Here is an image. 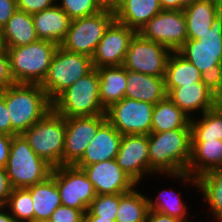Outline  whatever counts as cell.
Returning <instances> with one entry per match:
<instances>
[{
	"label": "cell",
	"mask_w": 222,
	"mask_h": 222,
	"mask_svg": "<svg viewBox=\"0 0 222 222\" xmlns=\"http://www.w3.org/2000/svg\"><path fill=\"white\" fill-rule=\"evenodd\" d=\"M52 109L65 118L105 114L100 101L97 69L93 68L62 92L52 102Z\"/></svg>",
	"instance_id": "cell-4"
},
{
	"label": "cell",
	"mask_w": 222,
	"mask_h": 222,
	"mask_svg": "<svg viewBox=\"0 0 222 222\" xmlns=\"http://www.w3.org/2000/svg\"><path fill=\"white\" fill-rule=\"evenodd\" d=\"M15 222L34 221L33 201L26 188H13L5 205Z\"/></svg>",
	"instance_id": "cell-34"
},
{
	"label": "cell",
	"mask_w": 222,
	"mask_h": 222,
	"mask_svg": "<svg viewBox=\"0 0 222 222\" xmlns=\"http://www.w3.org/2000/svg\"><path fill=\"white\" fill-rule=\"evenodd\" d=\"M12 190L13 187L6 169L4 167H0V206L6 205Z\"/></svg>",
	"instance_id": "cell-41"
},
{
	"label": "cell",
	"mask_w": 222,
	"mask_h": 222,
	"mask_svg": "<svg viewBox=\"0 0 222 222\" xmlns=\"http://www.w3.org/2000/svg\"><path fill=\"white\" fill-rule=\"evenodd\" d=\"M217 168H222V140L192 141L186 173L198 178Z\"/></svg>",
	"instance_id": "cell-23"
},
{
	"label": "cell",
	"mask_w": 222,
	"mask_h": 222,
	"mask_svg": "<svg viewBox=\"0 0 222 222\" xmlns=\"http://www.w3.org/2000/svg\"><path fill=\"white\" fill-rule=\"evenodd\" d=\"M137 187L126 193H119L116 222H146L149 210L147 195L139 192Z\"/></svg>",
	"instance_id": "cell-31"
},
{
	"label": "cell",
	"mask_w": 222,
	"mask_h": 222,
	"mask_svg": "<svg viewBox=\"0 0 222 222\" xmlns=\"http://www.w3.org/2000/svg\"><path fill=\"white\" fill-rule=\"evenodd\" d=\"M137 32L114 20L98 43L92 57L94 68L123 64L131 39Z\"/></svg>",
	"instance_id": "cell-15"
},
{
	"label": "cell",
	"mask_w": 222,
	"mask_h": 222,
	"mask_svg": "<svg viewBox=\"0 0 222 222\" xmlns=\"http://www.w3.org/2000/svg\"><path fill=\"white\" fill-rule=\"evenodd\" d=\"M0 222H15V219L5 206H0Z\"/></svg>",
	"instance_id": "cell-47"
},
{
	"label": "cell",
	"mask_w": 222,
	"mask_h": 222,
	"mask_svg": "<svg viewBox=\"0 0 222 222\" xmlns=\"http://www.w3.org/2000/svg\"><path fill=\"white\" fill-rule=\"evenodd\" d=\"M114 20V10L109 5L96 14L71 20L66 37L60 46L67 51L92 58L98 43Z\"/></svg>",
	"instance_id": "cell-9"
},
{
	"label": "cell",
	"mask_w": 222,
	"mask_h": 222,
	"mask_svg": "<svg viewBox=\"0 0 222 222\" xmlns=\"http://www.w3.org/2000/svg\"><path fill=\"white\" fill-rule=\"evenodd\" d=\"M99 74L100 101L106 110L125 97L127 88V69L120 66L96 68Z\"/></svg>",
	"instance_id": "cell-24"
},
{
	"label": "cell",
	"mask_w": 222,
	"mask_h": 222,
	"mask_svg": "<svg viewBox=\"0 0 222 222\" xmlns=\"http://www.w3.org/2000/svg\"><path fill=\"white\" fill-rule=\"evenodd\" d=\"M119 207V194L96 195L88 210L94 215L115 220Z\"/></svg>",
	"instance_id": "cell-36"
},
{
	"label": "cell",
	"mask_w": 222,
	"mask_h": 222,
	"mask_svg": "<svg viewBox=\"0 0 222 222\" xmlns=\"http://www.w3.org/2000/svg\"><path fill=\"white\" fill-rule=\"evenodd\" d=\"M11 143L12 136L0 133V167L5 168L7 165Z\"/></svg>",
	"instance_id": "cell-43"
},
{
	"label": "cell",
	"mask_w": 222,
	"mask_h": 222,
	"mask_svg": "<svg viewBox=\"0 0 222 222\" xmlns=\"http://www.w3.org/2000/svg\"><path fill=\"white\" fill-rule=\"evenodd\" d=\"M58 46L38 40L25 46L6 48L15 83L41 84Z\"/></svg>",
	"instance_id": "cell-5"
},
{
	"label": "cell",
	"mask_w": 222,
	"mask_h": 222,
	"mask_svg": "<svg viewBox=\"0 0 222 222\" xmlns=\"http://www.w3.org/2000/svg\"><path fill=\"white\" fill-rule=\"evenodd\" d=\"M0 133L7 134L10 136L17 135V133L12 129L5 99L1 92H0Z\"/></svg>",
	"instance_id": "cell-40"
},
{
	"label": "cell",
	"mask_w": 222,
	"mask_h": 222,
	"mask_svg": "<svg viewBox=\"0 0 222 222\" xmlns=\"http://www.w3.org/2000/svg\"><path fill=\"white\" fill-rule=\"evenodd\" d=\"M171 53L166 46L147 40L136 33L130 41L122 66L133 72L165 77Z\"/></svg>",
	"instance_id": "cell-11"
},
{
	"label": "cell",
	"mask_w": 222,
	"mask_h": 222,
	"mask_svg": "<svg viewBox=\"0 0 222 222\" xmlns=\"http://www.w3.org/2000/svg\"><path fill=\"white\" fill-rule=\"evenodd\" d=\"M5 48L25 46L38 41L32 14L17 10L2 28Z\"/></svg>",
	"instance_id": "cell-26"
},
{
	"label": "cell",
	"mask_w": 222,
	"mask_h": 222,
	"mask_svg": "<svg viewBox=\"0 0 222 222\" xmlns=\"http://www.w3.org/2000/svg\"><path fill=\"white\" fill-rule=\"evenodd\" d=\"M15 84L10 70V61L6 48L0 50V91Z\"/></svg>",
	"instance_id": "cell-39"
},
{
	"label": "cell",
	"mask_w": 222,
	"mask_h": 222,
	"mask_svg": "<svg viewBox=\"0 0 222 222\" xmlns=\"http://www.w3.org/2000/svg\"><path fill=\"white\" fill-rule=\"evenodd\" d=\"M216 107L222 112V95L220 93H218L216 99Z\"/></svg>",
	"instance_id": "cell-50"
},
{
	"label": "cell",
	"mask_w": 222,
	"mask_h": 222,
	"mask_svg": "<svg viewBox=\"0 0 222 222\" xmlns=\"http://www.w3.org/2000/svg\"><path fill=\"white\" fill-rule=\"evenodd\" d=\"M190 121V117L167 95L153 107L151 133H161L172 129H191Z\"/></svg>",
	"instance_id": "cell-27"
},
{
	"label": "cell",
	"mask_w": 222,
	"mask_h": 222,
	"mask_svg": "<svg viewBox=\"0 0 222 222\" xmlns=\"http://www.w3.org/2000/svg\"><path fill=\"white\" fill-rule=\"evenodd\" d=\"M106 120V114L65 118L63 165H75L82 158L98 128Z\"/></svg>",
	"instance_id": "cell-14"
},
{
	"label": "cell",
	"mask_w": 222,
	"mask_h": 222,
	"mask_svg": "<svg viewBox=\"0 0 222 222\" xmlns=\"http://www.w3.org/2000/svg\"><path fill=\"white\" fill-rule=\"evenodd\" d=\"M125 97L155 105L167 96L165 78L127 70Z\"/></svg>",
	"instance_id": "cell-22"
},
{
	"label": "cell",
	"mask_w": 222,
	"mask_h": 222,
	"mask_svg": "<svg viewBox=\"0 0 222 222\" xmlns=\"http://www.w3.org/2000/svg\"><path fill=\"white\" fill-rule=\"evenodd\" d=\"M162 10H180V0H159Z\"/></svg>",
	"instance_id": "cell-45"
},
{
	"label": "cell",
	"mask_w": 222,
	"mask_h": 222,
	"mask_svg": "<svg viewBox=\"0 0 222 222\" xmlns=\"http://www.w3.org/2000/svg\"><path fill=\"white\" fill-rule=\"evenodd\" d=\"M165 89L167 95L176 87L194 84L195 82H211L206 80L203 74L178 51L170 54L166 72Z\"/></svg>",
	"instance_id": "cell-25"
},
{
	"label": "cell",
	"mask_w": 222,
	"mask_h": 222,
	"mask_svg": "<svg viewBox=\"0 0 222 222\" xmlns=\"http://www.w3.org/2000/svg\"><path fill=\"white\" fill-rule=\"evenodd\" d=\"M178 52L218 88L222 86V20L216 17L211 29L199 39L187 40Z\"/></svg>",
	"instance_id": "cell-3"
},
{
	"label": "cell",
	"mask_w": 222,
	"mask_h": 222,
	"mask_svg": "<svg viewBox=\"0 0 222 222\" xmlns=\"http://www.w3.org/2000/svg\"><path fill=\"white\" fill-rule=\"evenodd\" d=\"M26 189L32 197L34 220L50 219L56 208L62 205L56 181L51 175Z\"/></svg>",
	"instance_id": "cell-29"
},
{
	"label": "cell",
	"mask_w": 222,
	"mask_h": 222,
	"mask_svg": "<svg viewBox=\"0 0 222 222\" xmlns=\"http://www.w3.org/2000/svg\"><path fill=\"white\" fill-rule=\"evenodd\" d=\"M51 176L56 181L61 204L85 213L97 194L84 170L75 165H62L53 168Z\"/></svg>",
	"instance_id": "cell-10"
},
{
	"label": "cell",
	"mask_w": 222,
	"mask_h": 222,
	"mask_svg": "<svg viewBox=\"0 0 222 222\" xmlns=\"http://www.w3.org/2000/svg\"><path fill=\"white\" fill-rule=\"evenodd\" d=\"M121 138L122 134L106 120L98 128L96 135L86 148L82 158L75 165H91L116 159Z\"/></svg>",
	"instance_id": "cell-19"
},
{
	"label": "cell",
	"mask_w": 222,
	"mask_h": 222,
	"mask_svg": "<svg viewBox=\"0 0 222 222\" xmlns=\"http://www.w3.org/2000/svg\"><path fill=\"white\" fill-rule=\"evenodd\" d=\"M157 194L154 200L147 195L149 210H155L159 213L190 222L188 218V205L186 206L185 202L182 200L180 191L177 193L172 189H163Z\"/></svg>",
	"instance_id": "cell-33"
},
{
	"label": "cell",
	"mask_w": 222,
	"mask_h": 222,
	"mask_svg": "<svg viewBox=\"0 0 222 222\" xmlns=\"http://www.w3.org/2000/svg\"><path fill=\"white\" fill-rule=\"evenodd\" d=\"M17 11L16 0H0V28L2 29Z\"/></svg>",
	"instance_id": "cell-42"
},
{
	"label": "cell",
	"mask_w": 222,
	"mask_h": 222,
	"mask_svg": "<svg viewBox=\"0 0 222 222\" xmlns=\"http://www.w3.org/2000/svg\"><path fill=\"white\" fill-rule=\"evenodd\" d=\"M85 213L81 210L60 205L52 213V222H84Z\"/></svg>",
	"instance_id": "cell-37"
},
{
	"label": "cell",
	"mask_w": 222,
	"mask_h": 222,
	"mask_svg": "<svg viewBox=\"0 0 222 222\" xmlns=\"http://www.w3.org/2000/svg\"><path fill=\"white\" fill-rule=\"evenodd\" d=\"M154 105L124 97L106 109L108 122L122 135H149Z\"/></svg>",
	"instance_id": "cell-12"
},
{
	"label": "cell",
	"mask_w": 222,
	"mask_h": 222,
	"mask_svg": "<svg viewBox=\"0 0 222 222\" xmlns=\"http://www.w3.org/2000/svg\"><path fill=\"white\" fill-rule=\"evenodd\" d=\"M107 5L112 6L115 4L118 0H103Z\"/></svg>",
	"instance_id": "cell-52"
},
{
	"label": "cell",
	"mask_w": 222,
	"mask_h": 222,
	"mask_svg": "<svg viewBox=\"0 0 222 222\" xmlns=\"http://www.w3.org/2000/svg\"><path fill=\"white\" fill-rule=\"evenodd\" d=\"M198 192L212 211L213 220L222 222V168L213 169L197 178Z\"/></svg>",
	"instance_id": "cell-30"
},
{
	"label": "cell",
	"mask_w": 222,
	"mask_h": 222,
	"mask_svg": "<svg viewBox=\"0 0 222 222\" xmlns=\"http://www.w3.org/2000/svg\"><path fill=\"white\" fill-rule=\"evenodd\" d=\"M143 38L178 51L188 40L183 10H162L138 32Z\"/></svg>",
	"instance_id": "cell-13"
},
{
	"label": "cell",
	"mask_w": 222,
	"mask_h": 222,
	"mask_svg": "<svg viewBox=\"0 0 222 222\" xmlns=\"http://www.w3.org/2000/svg\"><path fill=\"white\" fill-rule=\"evenodd\" d=\"M148 135H122L116 156L118 165L138 185L149 176ZM142 179V180H141Z\"/></svg>",
	"instance_id": "cell-18"
},
{
	"label": "cell",
	"mask_w": 222,
	"mask_h": 222,
	"mask_svg": "<svg viewBox=\"0 0 222 222\" xmlns=\"http://www.w3.org/2000/svg\"><path fill=\"white\" fill-rule=\"evenodd\" d=\"M32 17L39 40H47L57 45L63 42L71 19L57 4L41 12L32 14Z\"/></svg>",
	"instance_id": "cell-21"
},
{
	"label": "cell",
	"mask_w": 222,
	"mask_h": 222,
	"mask_svg": "<svg viewBox=\"0 0 222 222\" xmlns=\"http://www.w3.org/2000/svg\"><path fill=\"white\" fill-rule=\"evenodd\" d=\"M75 166L84 170L97 195L126 193L138 185L123 171L116 159Z\"/></svg>",
	"instance_id": "cell-16"
},
{
	"label": "cell",
	"mask_w": 222,
	"mask_h": 222,
	"mask_svg": "<svg viewBox=\"0 0 222 222\" xmlns=\"http://www.w3.org/2000/svg\"><path fill=\"white\" fill-rule=\"evenodd\" d=\"M219 93L222 95V86L219 88Z\"/></svg>",
	"instance_id": "cell-54"
},
{
	"label": "cell",
	"mask_w": 222,
	"mask_h": 222,
	"mask_svg": "<svg viewBox=\"0 0 222 222\" xmlns=\"http://www.w3.org/2000/svg\"><path fill=\"white\" fill-rule=\"evenodd\" d=\"M32 222H52L50 219H39V220H34Z\"/></svg>",
	"instance_id": "cell-53"
},
{
	"label": "cell",
	"mask_w": 222,
	"mask_h": 222,
	"mask_svg": "<svg viewBox=\"0 0 222 222\" xmlns=\"http://www.w3.org/2000/svg\"><path fill=\"white\" fill-rule=\"evenodd\" d=\"M93 68L91 57L67 51L59 45L40 86L45 90L49 100L53 102Z\"/></svg>",
	"instance_id": "cell-8"
},
{
	"label": "cell",
	"mask_w": 222,
	"mask_h": 222,
	"mask_svg": "<svg viewBox=\"0 0 222 222\" xmlns=\"http://www.w3.org/2000/svg\"><path fill=\"white\" fill-rule=\"evenodd\" d=\"M4 96L12 129L22 134L42 119L52 102L40 84L15 83L0 91Z\"/></svg>",
	"instance_id": "cell-2"
},
{
	"label": "cell",
	"mask_w": 222,
	"mask_h": 222,
	"mask_svg": "<svg viewBox=\"0 0 222 222\" xmlns=\"http://www.w3.org/2000/svg\"><path fill=\"white\" fill-rule=\"evenodd\" d=\"M22 135L34 152L53 168L63 165L66 135L65 117L52 109Z\"/></svg>",
	"instance_id": "cell-6"
},
{
	"label": "cell",
	"mask_w": 222,
	"mask_h": 222,
	"mask_svg": "<svg viewBox=\"0 0 222 222\" xmlns=\"http://www.w3.org/2000/svg\"><path fill=\"white\" fill-rule=\"evenodd\" d=\"M192 141L222 140V112L215 106L190 121Z\"/></svg>",
	"instance_id": "cell-32"
},
{
	"label": "cell",
	"mask_w": 222,
	"mask_h": 222,
	"mask_svg": "<svg viewBox=\"0 0 222 222\" xmlns=\"http://www.w3.org/2000/svg\"><path fill=\"white\" fill-rule=\"evenodd\" d=\"M4 42H3V38H2V29L0 28V50L4 49Z\"/></svg>",
	"instance_id": "cell-51"
},
{
	"label": "cell",
	"mask_w": 222,
	"mask_h": 222,
	"mask_svg": "<svg viewBox=\"0 0 222 222\" xmlns=\"http://www.w3.org/2000/svg\"><path fill=\"white\" fill-rule=\"evenodd\" d=\"M17 10L29 14L41 12L57 4V0H16Z\"/></svg>",
	"instance_id": "cell-38"
},
{
	"label": "cell",
	"mask_w": 222,
	"mask_h": 222,
	"mask_svg": "<svg viewBox=\"0 0 222 222\" xmlns=\"http://www.w3.org/2000/svg\"><path fill=\"white\" fill-rule=\"evenodd\" d=\"M84 222H116V221L94 216L89 210H87L85 212Z\"/></svg>",
	"instance_id": "cell-46"
},
{
	"label": "cell",
	"mask_w": 222,
	"mask_h": 222,
	"mask_svg": "<svg viewBox=\"0 0 222 222\" xmlns=\"http://www.w3.org/2000/svg\"><path fill=\"white\" fill-rule=\"evenodd\" d=\"M146 222H186L183 219L171 217L166 214L159 213L155 210H148Z\"/></svg>",
	"instance_id": "cell-44"
},
{
	"label": "cell",
	"mask_w": 222,
	"mask_h": 222,
	"mask_svg": "<svg viewBox=\"0 0 222 222\" xmlns=\"http://www.w3.org/2000/svg\"><path fill=\"white\" fill-rule=\"evenodd\" d=\"M198 0H180V10H183L186 6L195 3Z\"/></svg>",
	"instance_id": "cell-48"
},
{
	"label": "cell",
	"mask_w": 222,
	"mask_h": 222,
	"mask_svg": "<svg viewBox=\"0 0 222 222\" xmlns=\"http://www.w3.org/2000/svg\"><path fill=\"white\" fill-rule=\"evenodd\" d=\"M191 129L148 135L149 175H168L198 189L197 178L186 173L191 158ZM177 178V179H176Z\"/></svg>",
	"instance_id": "cell-1"
},
{
	"label": "cell",
	"mask_w": 222,
	"mask_h": 222,
	"mask_svg": "<svg viewBox=\"0 0 222 222\" xmlns=\"http://www.w3.org/2000/svg\"><path fill=\"white\" fill-rule=\"evenodd\" d=\"M57 5L71 20L96 14L107 6L103 0H57Z\"/></svg>",
	"instance_id": "cell-35"
},
{
	"label": "cell",
	"mask_w": 222,
	"mask_h": 222,
	"mask_svg": "<svg viewBox=\"0 0 222 222\" xmlns=\"http://www.w3.org/2000/svg\"><path fill=\"white\" fill-rule=\"evenodd\" d=\"M188 40L199 39L217 17L216 0H198L184 9Z\"/></svg>",
	"instance_id": "cell-28"
},
{
	"label": "cell",
	"mask_w": 222,
	"mask_h": 222,
	"mask_svg": "<svg viewBox=\"0 0 222 222\" xmlns=\"http://www.w3.org/2000/svg\"><path fill=\"white\" fill-rule=\"evenodd\" d=\"M217 16L222 20V0H216Z\"/></svg>",
	"instance_id": "cell-49"
},
{
	"label": "cell",
	"mask_w": 222,
	"mask_h": 222,
	"mask_svg": "<svg viewBox=\"0 0 222 222\" xmlns=\"http://www.w3.org/2000/svg\"><path fill=\"white\" fill-rule=\"evenodd\" d=\"M218 93L219 88L212 82H195L174 88L168 97L192 119L199 113L201 115L213 109L216 106Z\"/></svg>",
	"instance_id": "cell-17"
},
{
	"label": "cell",
	"mask_w": 222,
	"mask_h": 222,
	"mask_svg": "<svg viewBox=\"0 0 222 222\" xmlns=\"http://www.w3.org/2000/svg\"><path fill=\"white\" fill-rule=\"evenodd\" d=\"M112 7L115 20L137 33L162 11L159 0H118Z\"/></svg>",
	"instance_id": "cell-20"
},
{
	"label": "cell",
	"mask_w": 222,
	"mask_h": 222,
	"mask_svg": "<svg viewBox=\"0 0 222 222\" xmlns=\"http://www.w3.org/2000/svg\"><path fill=\"white\" fill-rule=\"evenodd\" d=\"M13 188H28L46 180L53 167L41 159L22 134L12 136L5 167Z\"/></svg>",
	"instance_id": "cell-7"
}]
</instances>
